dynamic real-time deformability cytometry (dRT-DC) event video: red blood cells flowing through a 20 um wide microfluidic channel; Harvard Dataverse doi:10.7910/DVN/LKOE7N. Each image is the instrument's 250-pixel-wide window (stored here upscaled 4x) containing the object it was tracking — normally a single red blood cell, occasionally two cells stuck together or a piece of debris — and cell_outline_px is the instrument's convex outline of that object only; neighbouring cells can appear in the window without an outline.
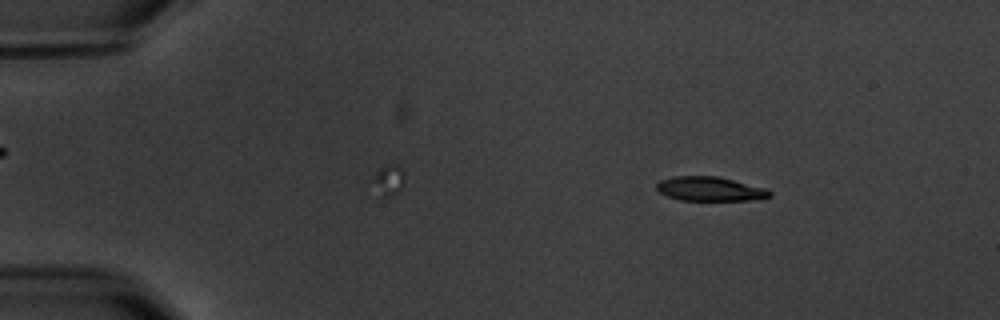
{"species": "common noctule bat (a hibernating species)", "species_latin": "Nyctalus noctula", "temperature_condition": "warm", "stored_images_in_passage": 5, "camera_frame_rate_fps": 3000, "um_per_image_px": 0.085, "animal": {"sex": "male", "body_mass_g": 20.1, "forearm_length_mm": 53.5}, "frame": {"image": 1, "passage_image": 2, "time_ms": 1.333, "image_size_px": [1000, 320], "cell_outline_px": [[772, 196], [752, 200], [680, 200], [668, 196], [660, 192], [656, 188], [656, 184], [660, 180], [672, 176], [716, 176], [768, 188], [772, 192]], "centroid_in_image_um": [60.37, 16.05], "position_along_channel_um": 24.6, "area_um2": 16.01}}
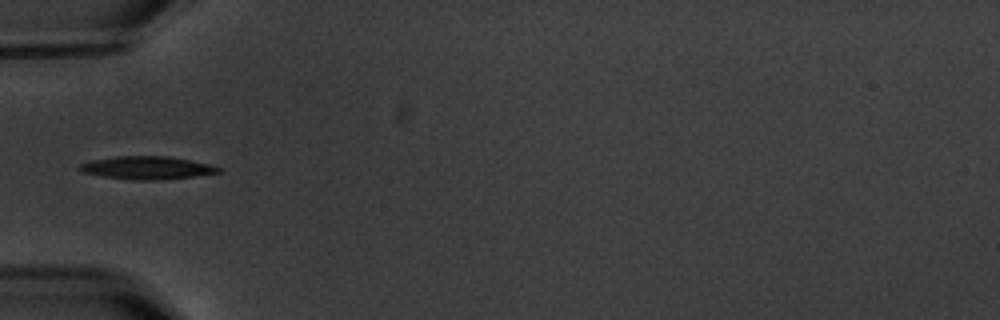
{"frame": {"image": 2, "passage_image": 5, "time_ms": 5.0, "image_size_px": [1000, 320], "cell_outline_px": [[224, 168], [220, 172], [196, 176], [156, 180], [128, 180], [100, 176], [80, 172], [76, 168], [80, 164], [92, 160], [116, 156], [168, 156], [208, 164]], "centroid_in_image_um": [12.44, 14.27], "position_along_channel_um": 72.6, "area_um2": 18.73}}